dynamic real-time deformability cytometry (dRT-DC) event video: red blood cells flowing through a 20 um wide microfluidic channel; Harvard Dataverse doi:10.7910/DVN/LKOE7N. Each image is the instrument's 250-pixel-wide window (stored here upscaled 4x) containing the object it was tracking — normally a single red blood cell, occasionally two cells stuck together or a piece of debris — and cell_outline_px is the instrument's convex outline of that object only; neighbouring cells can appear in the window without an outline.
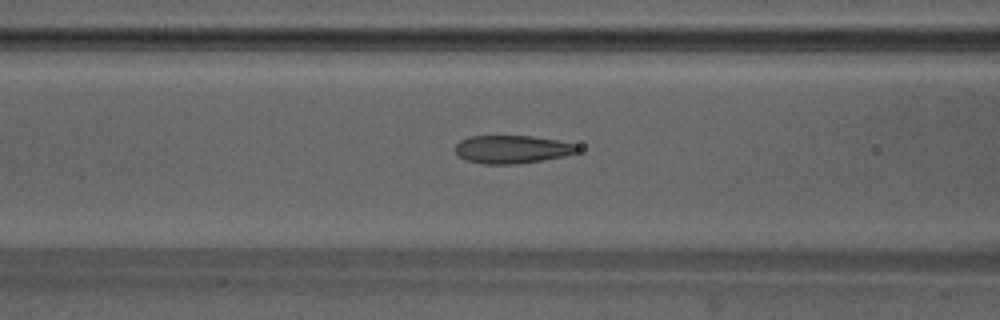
{"species": "Egyptian fruit bat (a non-hibernating species)", "species_latin": "Rousettus aegyptiacus", "temperature_condition": "warm", "stored_images_in_passage": 38, "camera_frame_rate_fps": 3000, "um_per_image_px": 0.085, "animal": {"sex": "male"}, "frame": {"image": 1, "passage_image": 9, "time_ms": 2.667, "image_size_px": [1000, 320], "cell_outline_px": [[580, 148], [576, 152], [564, 156], [516, 164], [484, 164], [468, 160], [460, 156], [452, 148], [460, 140], [468, 136], [532, 136], [556, 140], [576, 144]], "centroid_in_image_um": [43.49, 12.68], "position_along_channel_um": 123.1, "area_um2": 19.88}}
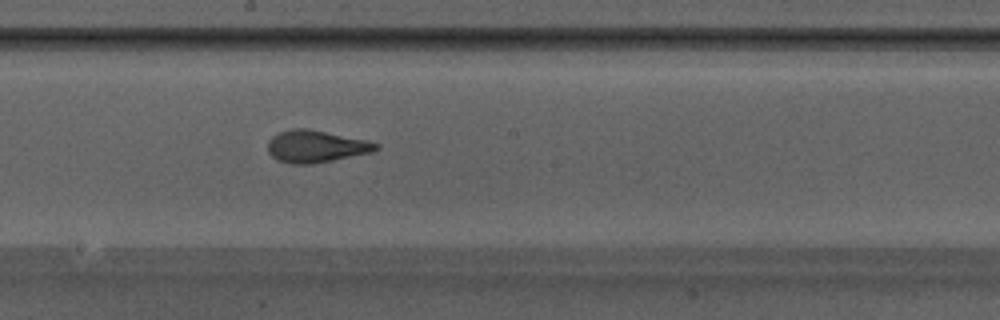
{"frame": {"image": 2, "passage_image": 16, "time_ms": 5.0, "image_size_px": [1000, 320], "cell_outline_px": [[380, 148], [368, 152], [332, 160], [312, 164], [292, 164], [276, 160], [268, 152], [268, 140], [272, 136], [280, 132], [292, 128], [308, 128], [364, 140], [380, 144]], "centroid_in_image_um": [26.78, 12.44], "position_along_channel_um": 221.4, "area_um2": 20.0}}
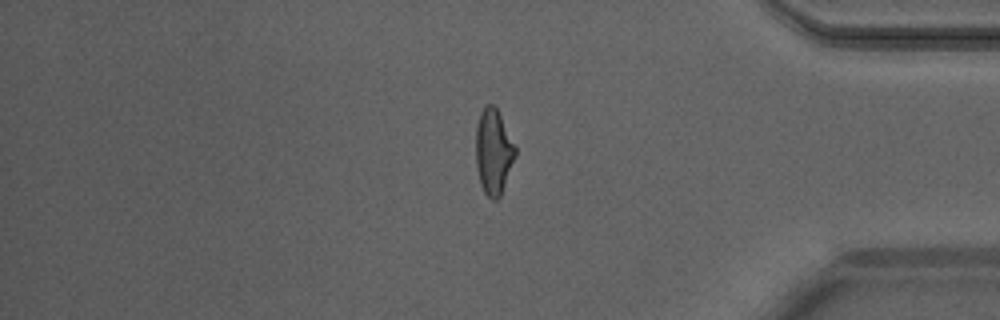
{"frame": {"image": 3, "passage_image": 30, "time_ms": 9.667, "image_size_px": [1000, 320], "cell_outline_px": [[516, 156], [500, 196], [496, 200], [492, 200], [484, 192], [480, 184], [476, 168], [476, 124], [480, 112], [488, 104], [492, 104], [496, 108], [516, 148]], "centroid_in_image_um": [41.93, 12.92], "position_along_channel_um": 393.3, "area_um2": 19.48}, "authors_computed_cell_mechanics": {"area_um2": 19.9121, "velocity_mm_per_s": 4.205, "shape_relaxation_time_tau1_ms": 4.7088, "shape_relaxation_time_tau2_ms": 0.6365, "deformation_change_tau1": 0.1781, "deformation_change_tau2": 0.0658}}